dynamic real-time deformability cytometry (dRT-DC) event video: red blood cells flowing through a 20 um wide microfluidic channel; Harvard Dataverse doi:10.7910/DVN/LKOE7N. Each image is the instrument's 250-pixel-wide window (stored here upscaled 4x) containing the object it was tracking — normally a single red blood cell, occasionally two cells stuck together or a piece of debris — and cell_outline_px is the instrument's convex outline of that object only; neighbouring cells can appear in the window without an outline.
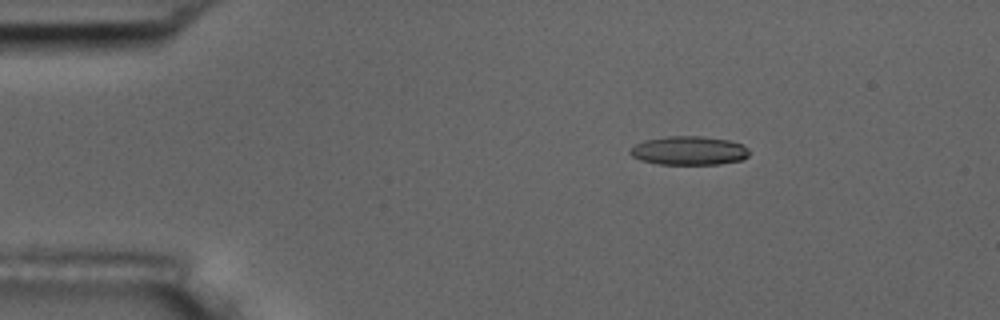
{"species": "common noctule bat (a hibernating species)", "species_latin": "Nyctalus noctula", "temperature_condition": "room temperature", "stored_images_in_passage": 3, "camera_frame_rate_fps": 3000, "um_per_image_px": 0.085, "animal": {"sex": "male", "body_mass_g": 17.5, "forearm_length_mm": 52.3}, "frame": {"image": 1, "passage_image": 1, "time_ms": 0.0, "image_size_px": [1000, 320], "cell_outline_px": [[748, 156], [740, 160], [720, 164], [656, 164], [640, 160], [632, 156], [628, 152], [636, 144], [644, 140], [668, 136], [700, 136], [728, 140], [740, 144], [748, 148]], "centroid_in_image_um": [58.53, 12.8], "position_along_channel_um": 26.5, "area_um2": 19.88}}